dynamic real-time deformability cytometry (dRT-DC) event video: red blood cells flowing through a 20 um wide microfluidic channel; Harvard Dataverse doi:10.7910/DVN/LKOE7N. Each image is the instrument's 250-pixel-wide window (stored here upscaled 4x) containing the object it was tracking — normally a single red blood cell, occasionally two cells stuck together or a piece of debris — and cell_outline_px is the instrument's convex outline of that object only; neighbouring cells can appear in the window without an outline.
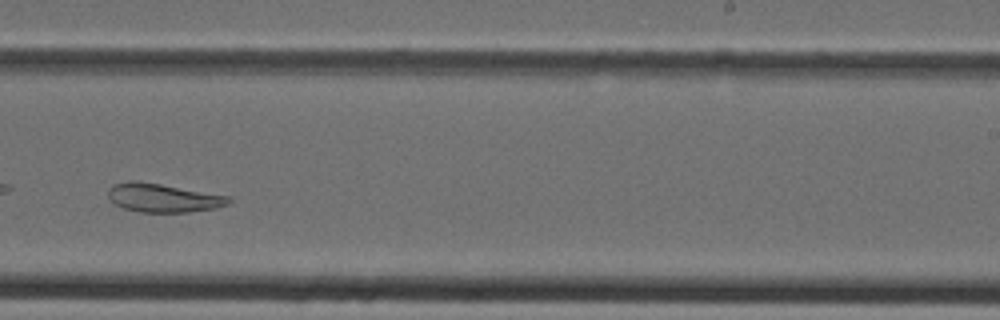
{"species": "Egyptian fruit bat (a non-hibernating species)", "species_latin": "Rousettus aegyptiacus", "temperature_condition": "cold", "stored_images_in_passage": 31, "camera_frame_rate_fps": 3000, "um_per_image_px": 0.085, "animal": {"sex": "female"}, "frame": {"image": 1, "passage_image": 18, "time_ms": 5.667, "image_size_px": [1000, 320], "cell_outline_px": [[232, 200], [228, 204], [216, 208], [188, 212], [140, 212], [124, 208], [116, 204], [108, 196], [108, 188], [116, 184], [132, 180], [160, 184], [232, 196]], "centroid_in_image_um": [13.92, 16.82], "position_along_channel_um": 275.1, "area_um2": 20.0}}